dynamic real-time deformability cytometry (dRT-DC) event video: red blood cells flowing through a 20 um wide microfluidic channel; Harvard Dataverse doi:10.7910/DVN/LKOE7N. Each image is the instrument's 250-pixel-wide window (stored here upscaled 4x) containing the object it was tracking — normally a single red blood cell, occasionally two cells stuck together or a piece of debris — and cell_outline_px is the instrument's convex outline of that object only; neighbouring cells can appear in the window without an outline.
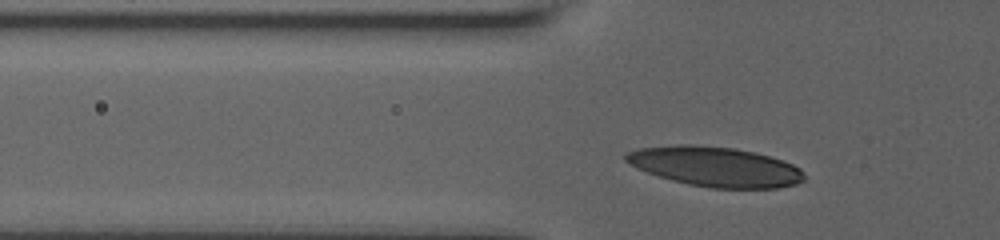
{"species": "human", "species_latin": "Homo sapiens", "temperature_condition": "room temperature", "stored_images_in_passage": 30, "camera_frame_rate_fps": 3000, "um_per_image_px": 0.085, "donor": {"sex": "male"}, "frame": {"image": 1, "passage_image": 2, "time_ms": 0.333, "image_size_px": [1000, 240], "cell_outline_px": [[804, 180], [796, 184], [776, 188], [712, 188], [688, 184], [672, 180], [636, 168], [628, 164], [624, 160], [624, 156], [628, 152], [640, 148], [676, 144], [688, 144], [732, 148], [756, 152], [792, 164], [800, 168], [804, 172]], "centroid_in_image_um": [60.78, 14.16], "position_along_channel_um": 65.0, "area_um2": 41.21}}
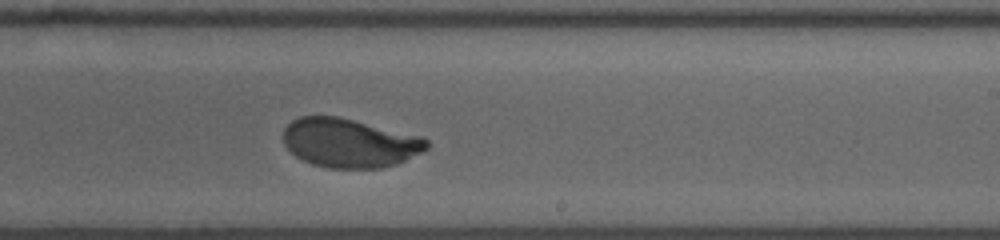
{"frame": {"image": 2, "passage_image": 18, "time_ms": 5.667, "image_size_px": [1000, 240], "cell_outline_px": [[428, 148], [424, 152], [396, 164], [380, 168], [328, 168], [312, 164], [296, 156], [284, 144], [284, 128], [292, 120], [300, 116], [340, 116], [424, 136], [428, 140]], "centroid_in_image_um": [29.75, 12.14], "position_along_channel_um": 259.2, "area_um2": 41.33}}
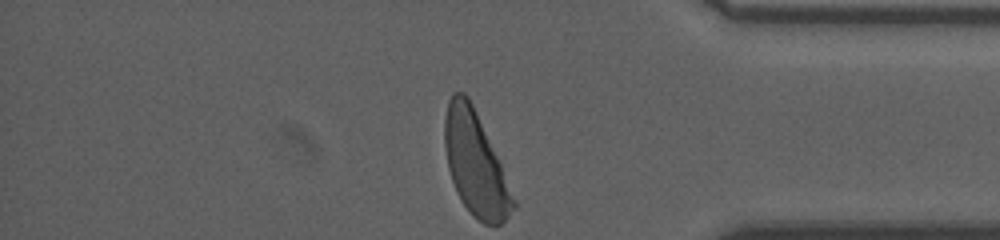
{"frame": {"image": 3, "passage_image": 30, "time_ms": 9.667, "image_size_px": [1000, 240], "cell_outline_px": [[516, 208], [500, 224], [484, 224], [472, 216], [456, 192], [448, 168], [444, 144], [444, 120], [448, 100], [452, 92], [464, 92], [468, 96], [476, 112], [500, 164], [516, 200]], "centroid_in_image_um": [40.39, 13.93], "position_along_channel_um": 394.8, "area_um2": 40.81}, "authors_computed_cell_mechanics": {"area_um2": 41.7894, "velocity_mm_per_s": 3.7756, "shape_relaxation_time_tau1_ms": 3.3232, "shape_relaxation_time_tau2_ms": null, "deformation_change_tau1": 0.1794, "deformation_change_tau2": null}}